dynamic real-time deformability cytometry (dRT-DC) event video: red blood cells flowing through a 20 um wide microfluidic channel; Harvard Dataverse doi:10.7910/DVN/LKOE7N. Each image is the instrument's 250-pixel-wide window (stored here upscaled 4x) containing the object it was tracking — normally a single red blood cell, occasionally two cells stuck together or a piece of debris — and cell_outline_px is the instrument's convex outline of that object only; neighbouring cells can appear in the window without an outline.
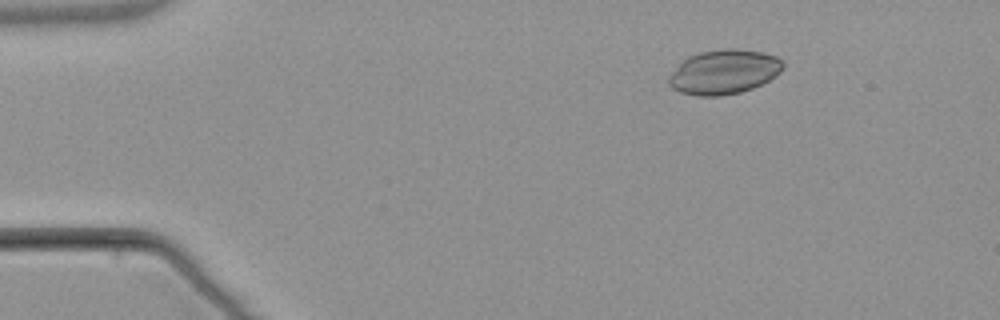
{"species": "common noctule bat (a hibernating species)", "species_latin": "Nyctalus noctula", "temperature_condition": "warm", "stored_images_in_passage": 4, "camera_frame_rate_fps": 3000, "um_per_image_px": 0.085, "animal": {"sex": "male", "body_mass_g": 21.5, "forearm_length_mm": 52.0}, "frame": {"image": 1, "passage_image": 2, "time_ms": 1.333, "image_size_px": [1000, 320], "cell_outline_px": [[784, 68], [780, 72], [768, 80], [752, 88], [740, 92], [720, 96], [696, 96], [680, 92], [672, 88], [668, 84], [668, 76], [688, 56], [700, 52], [724, 48], [732, 48], [764, 52], [776, 56], [784, 60]], "centroid_in_image_um": [61.54, 6.11], "position_along_channel_um": 23.5, "area_um2": 29.65}}
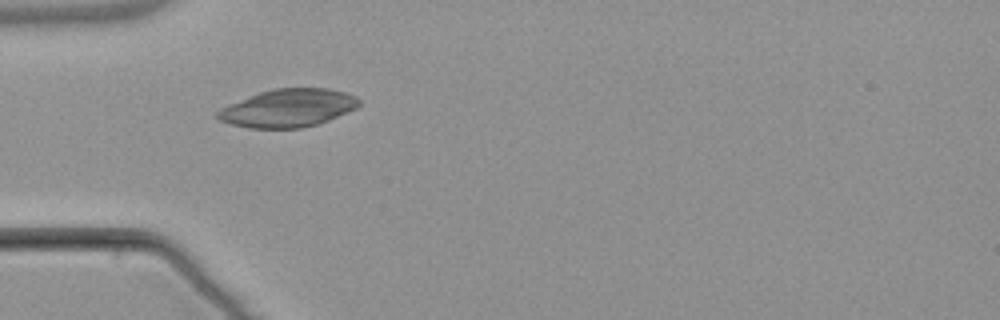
{"frame": {"image": 2, "passage_image": 4, "time_ms": 4.333, "image_size_px": [1000, 320], "cell_outline_px": [[360, 104], [356, 108], [328, 120], [316, 124], [300, 128], [248, 128], [232, 124], [220, 120], [216, 116], [216, 112], [220, 108], [228, 104], [260, 92], [272, 88], [328, 88], [344, 92], [356, 96], [360, 100]], "centroid_in_image_um": [24.47, 9.18], "position_along_channel_um": 60.5, "area_um2": 31.15}}